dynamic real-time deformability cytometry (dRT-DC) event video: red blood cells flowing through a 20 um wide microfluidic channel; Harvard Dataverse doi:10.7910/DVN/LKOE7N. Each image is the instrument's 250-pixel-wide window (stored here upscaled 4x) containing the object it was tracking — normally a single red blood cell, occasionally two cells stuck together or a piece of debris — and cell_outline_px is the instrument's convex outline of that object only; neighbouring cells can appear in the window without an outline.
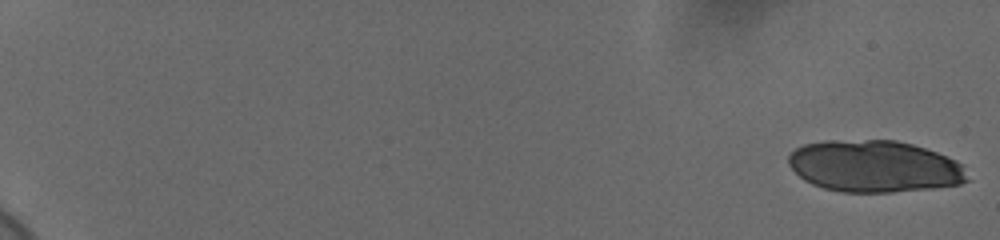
{"species": "human", "species_latin": "Homo sapiens", "temperature_condition": "cold", "stored_images_in_passage": 24, "camera_frame_rate_fps": 3000, "um_per_image_px": 0.085, "donor": {"sex": "female"}, "frame": {"image": 1, "passage_image": 1, "time_ms": 0.0, "image_size_px": [1000, 240], "cell_outline_px": [[972, 180], [960, 184], [932, 188], [892, 192], [840, 192], [824, 188], [812, 184], [804, 180], [788, 164], [788, 156], [796, 148], [804, 144], [824, 140], [896, 140], [912, 144], [936, 152], [956, 160], [964, 164]], "centroid_in_image_um": [74.37, 14.14], "position_along_channel_um": 10.6, "area_um2": 54.45}}